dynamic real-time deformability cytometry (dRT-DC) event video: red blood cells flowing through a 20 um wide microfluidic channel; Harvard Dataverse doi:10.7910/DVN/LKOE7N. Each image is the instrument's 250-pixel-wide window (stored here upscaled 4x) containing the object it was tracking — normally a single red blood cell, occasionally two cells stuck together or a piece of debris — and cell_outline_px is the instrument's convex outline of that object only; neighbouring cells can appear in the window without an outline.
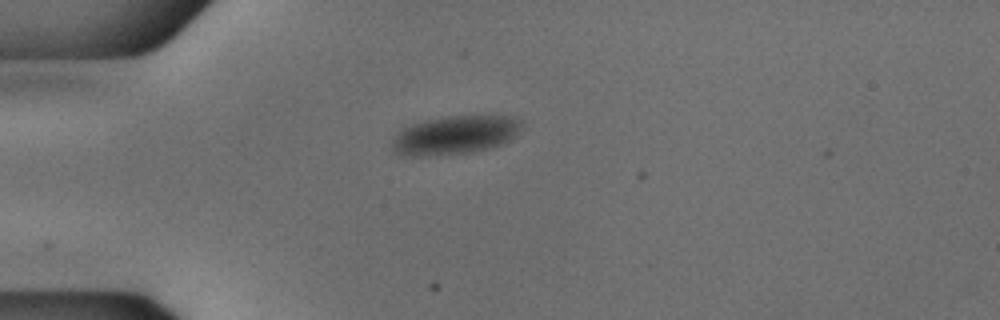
{"species": "common noctule bat (a hibernating species)", "species_latin": "Nyctalus noctula", "temperature_condition": "cold", "stored_images_in_passage": 2, "camera_frame_rate_fps": 3000, "um_per_image_px": 0.085, "animal": {"sex": "male", "body_mass_g": 18.8}, "frame": {"image": 1, "passage_image": 1, "time_ms": 0.0, "image_size_px": [1000, 320], "cell_outline_px": [[524, 124], [508, 140], [500, 144], [488, 148], [468, 152], [428, 156], [400, 156], [392, 152], [388, 144], [396, 132], [412, 124], [424, 120], [444, 116], [516, 116]], "centroid_in_image_um": [38.56, 11.48], "position_along_channel_um": 46.4, "area_um2": 29.36}}